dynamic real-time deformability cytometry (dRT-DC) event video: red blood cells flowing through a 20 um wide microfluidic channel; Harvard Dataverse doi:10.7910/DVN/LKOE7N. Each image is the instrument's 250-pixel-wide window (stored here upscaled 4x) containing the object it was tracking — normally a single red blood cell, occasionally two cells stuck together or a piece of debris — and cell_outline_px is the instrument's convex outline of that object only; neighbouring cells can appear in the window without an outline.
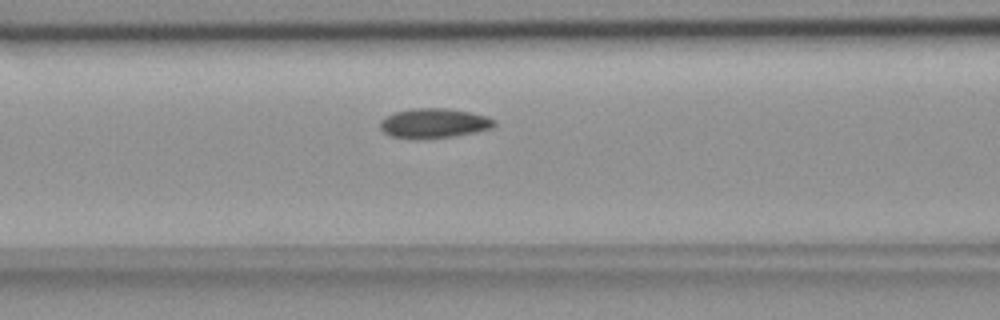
{"species": "common noctule bat (a hibernating species)", "species_latin": "Nyctalus noctula", "temperature_condition": "room temperature", "stored_images_in_passage": 44, "camera_frame_rate_fps": 3000, "um_per_image_px": 0.085, "animal": {"sex": "female", "body_mass_g": 18.4}, "frame": {"image": 1, "passage_image": 12, "time_ms": 3.667, "image_size_px": [1000, 320], "cell_outline_px": [[496, 124], [492, 128], [476, 132], [452, 136], [416, 140], [392, 136], [384, 132], [380, 128], [380, 120], [384, 116], [392, 112], [412, 108], [448, 108], [472, 112], [488, 116], [496, 120]], "centroid_in_image_um": [36.88, 10.46], "position_along_channel_um": 129.7, "area_um2": 20.17}}
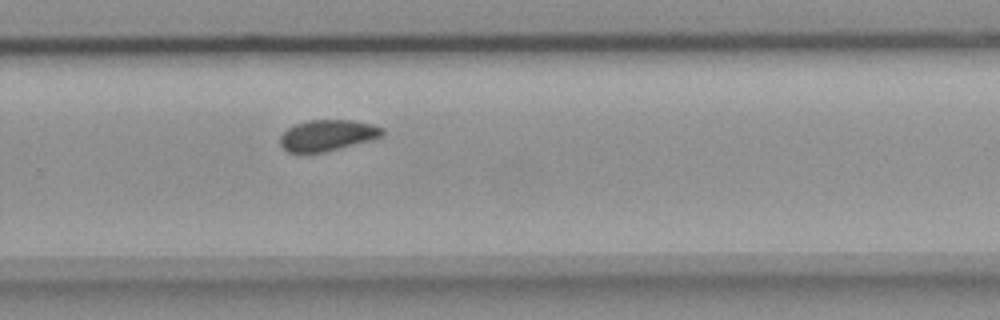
{"frame": {"image": 2, "passage_image": 26, "time_ms": 8.333, "image_size_px": [1000, 320], "cell_outline_px": [[384, 136], [372, 140], [324, 152], [288, 152], [280, 144], [280, 136], [288, 128], [296, 124], [308, 120], [352, 120], [372, 124], [384, 128]], "centroid_in_image_um": [27.87, 11.49], "position_along_channel_um": 301.9, "area_um2": 18.5}}
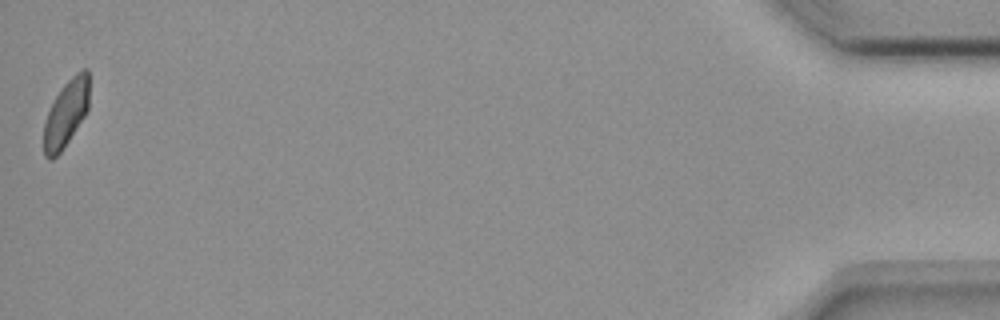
{"frame": {"image": 3, "passage_image": 44, "time_ms": 14.333, "image_size_px": [1000, 320], "cell_outline_px": [[88, 108], [84, 116], [60, 152], [52, 160], [48, 160], [44, 156], [44, 124], [48, 112], [56, 96], [64, 84], [80, 68], [88, 68]], "centroid_in_image_um": [5.61, 9.63], "position_along_channel_um": 429.6, "area_um2": 17.34}, "authors_computed_cell_mechanics": {"area_um2": 19.1318, "velocity_mm_per_s": 3.7064, "shape_relaxation_time_tau1_ms": 7.2557, "shape_relaxation_time_tau2_ms": 3.6968, "deformation_change_tau1": 0.1111, "deformation_change_tau2": 0.0658}}